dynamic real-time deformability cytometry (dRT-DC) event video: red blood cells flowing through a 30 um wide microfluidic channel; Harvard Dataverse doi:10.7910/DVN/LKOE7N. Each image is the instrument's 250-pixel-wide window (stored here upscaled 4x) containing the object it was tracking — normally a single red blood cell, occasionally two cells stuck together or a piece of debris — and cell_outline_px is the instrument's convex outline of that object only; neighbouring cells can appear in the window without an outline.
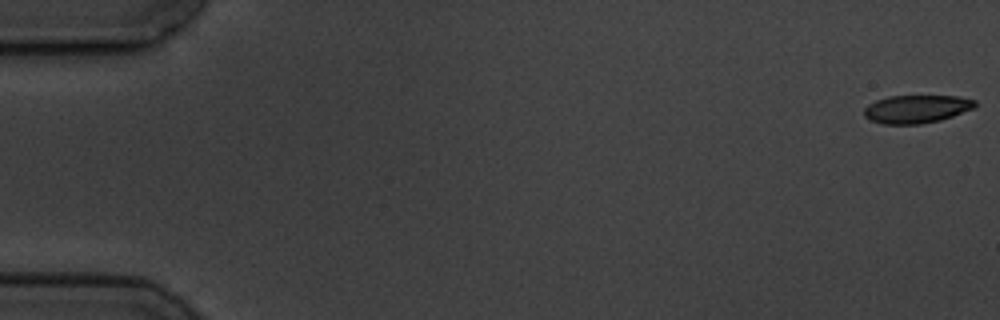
{"species": "common noctule bat (a hibernating species)", "species_latin": "Nyctalus noctula", "temperature_condition": "cold", "stored_images_in_passage": 6, "camera_frame_rate_fps": 3000, "um_per_image_px": 0.085, "animal": {"sex": "male", "body_mass_g": 19.5, "forearm_length_mm": 54.6}, "frame": {"image": 1, "passage_image": 1, "time_ms": 0.0, "image_size_px": [1000, 320], "cell_outline_px": [[976, 108], [940, 120], [920, 124], [884, 124], [872, 120], [864, 116], [864, 108], [868, 104], [876, 100], [888, 96], [956, 96], [976, 100]], "centroid_in_image_um": [77.91, 9.26], "position_along_channel_um": 7.1, "area_um2": 18.15}}
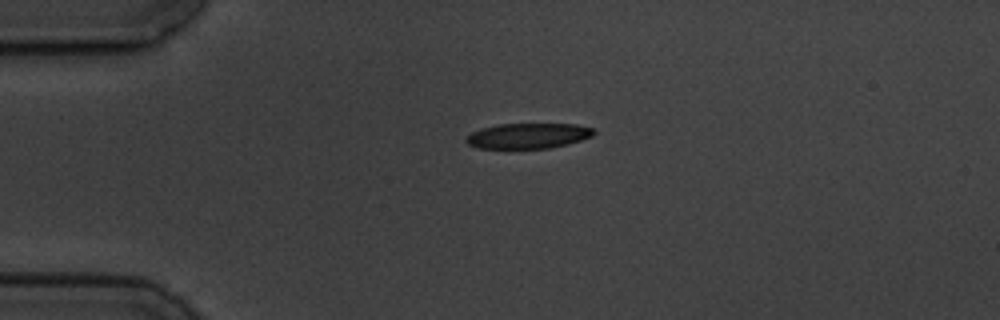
{"frame": {"image": 2, "passage_image": 4, "time_ms": 4.333, "image_size_px": [1000, 320], "cell_outline_px": [[596, 132], [592, 136], [568, 144], [552, 148], [480, 148], [468, 144], [464, 140], [472, 132], [484, 128], [500, 124], [576, 124], [592, 128]], "centroid_in_image_um": [44.92, 11.54], "position_along_channel_um": 40.1, "area_um2": 18.67}}
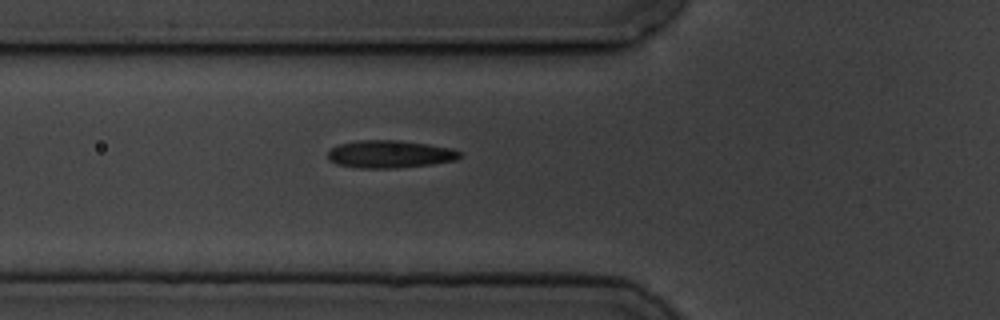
{"frame": {"image": 3, "passage_image": 6, "time_ms": 6.667, "image_size_px": [1000, 320], "cell_outline_px": [[460, 156], [456, 160], [432, 164], [396, 168], [360, 168], [336, 164], [328, 160], [328, 152], [332, 148], [340, 144], [356, 140], [400, 140], [428, 144], [452, 148], [460, 152]], "centroid_in_image_um": [33.12, 13.1], "position_along_channel_um": 92.7, "area_um2": 21.27}}